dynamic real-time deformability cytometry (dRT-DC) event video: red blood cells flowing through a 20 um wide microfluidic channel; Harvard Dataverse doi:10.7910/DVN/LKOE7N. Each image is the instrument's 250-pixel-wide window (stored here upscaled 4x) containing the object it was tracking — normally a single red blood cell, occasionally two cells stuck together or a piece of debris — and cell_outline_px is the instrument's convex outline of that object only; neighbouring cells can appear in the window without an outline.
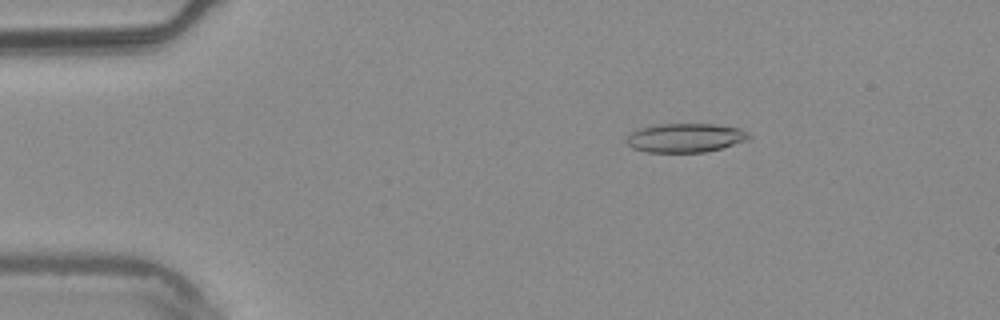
{"species": "common noctule bat (a hibernating species)", "species_latin": "Nyctalus noctula", "temperature_condition": "warm", "stored_images_in_passage": 5, "camera_frame_rate_fps": 3000, "um_per_image_px": 0.085, "animal": {"sex": "male", "body_mass_g": 20.4}, "frame": {"image": 1, "passage_image": 3, "time_ms": 0.667, "image_size_px": [1000, 320], "cell_outline_px": [[752, 136], [748, 140], [720, 148], [704, 152], [648, 152], [632, 148], [624, 140], [632, 132], [640, 128], [656, 124], [716, 124], [740, 128], [748, 132]], "centroid_in_image_um": [58.26, 11.71], "position_along_channel_um": 26.7, "area_um2": 20.69}}